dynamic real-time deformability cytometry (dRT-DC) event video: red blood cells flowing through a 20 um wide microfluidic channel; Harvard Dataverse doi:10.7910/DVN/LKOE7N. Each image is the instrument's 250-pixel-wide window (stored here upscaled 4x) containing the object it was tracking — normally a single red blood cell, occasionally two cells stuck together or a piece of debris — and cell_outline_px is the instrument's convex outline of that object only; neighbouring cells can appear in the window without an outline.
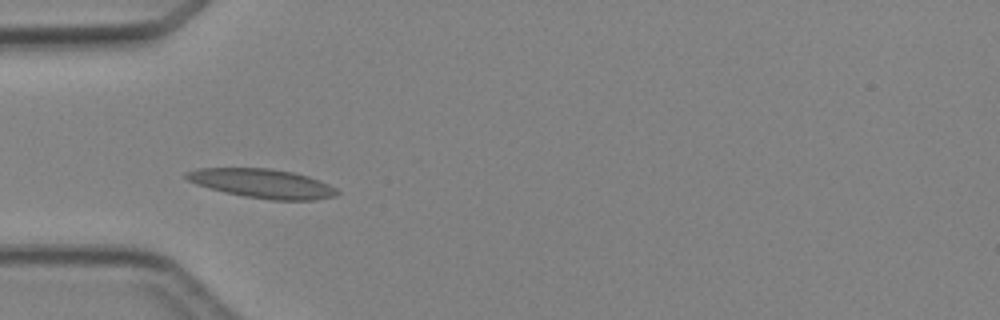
{"species": "Egyptian fruit bat (a non-hibernating species)", "species_latin": "Rousettus aegyptiacus", "temperature_condition": "cold", "stored_images_in_passage": 3, "camera_frame_rate_fps": 3000, "um_per_image_px": 0.085, "animal": {"sex": "female"}, "frame": {"image": 1, "passage_image": 2, "time_ms": 1.0, "image_size_px": [1000, 320], "cell_outline_px": [[340, 192], [336, 196], [316, 200], [272, 200], [244, 196], [224, 192], [196, 184], [188, 180], [184, 176], [184, 172], [196, 168], [268, 168], [292, 172], [308, 176], [320, 180], [336, 188]], "centroid_in_image_um": [22.3, 15.59], "position_along_channel_um": 62.7, "area_um2": 25.66}}
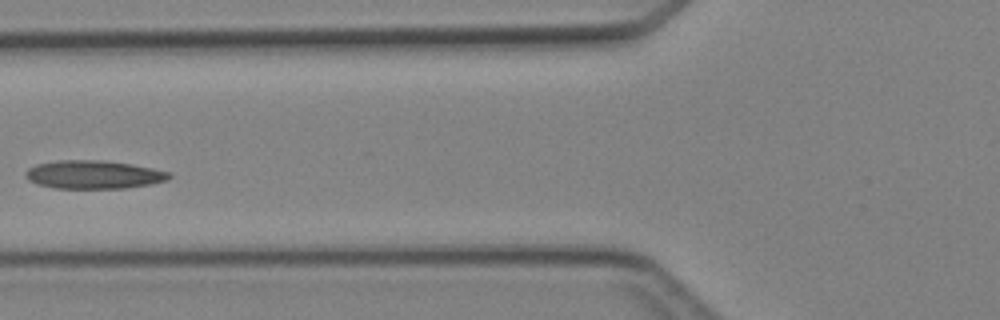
{"frame": {"image": 2, "passage_image": 3, "time_ms": 2.333, "image_size_px": [1000, 320], "cell_outline_px": [[172, 176], [168, 180], [152, 184], [124, 188], [52, 188], [36, 184], [28, 180], [24, 176], [24, 172], [28, 168], [36, 164], [60, 160], [104, 160], [132, 164], [172, 172]], "centroid_in_image_um": [7.96, 14.84], "position_along_channel_um": 117.8, "area_um2": 23.99}}